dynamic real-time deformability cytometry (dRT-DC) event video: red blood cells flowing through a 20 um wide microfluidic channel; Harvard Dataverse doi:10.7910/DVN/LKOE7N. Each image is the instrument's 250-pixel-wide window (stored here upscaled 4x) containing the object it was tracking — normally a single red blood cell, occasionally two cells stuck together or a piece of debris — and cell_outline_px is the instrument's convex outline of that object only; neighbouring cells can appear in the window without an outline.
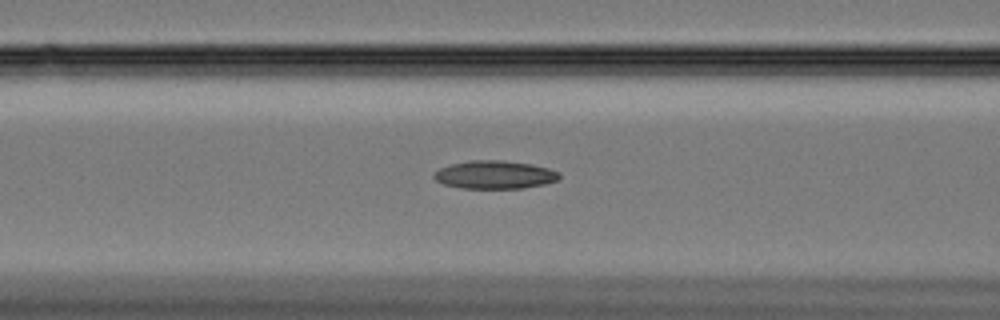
{"species": "Egyptian fruit bat (a non-hibernating species)", "species_latin": "Rousettus aegyptiacus", "temperature_condition": "cold", "stored_images_in_passage": 51, "camera_frame_rate_fps": 3000, "um_per_image_px": 0.085, "animal": {"sex": "female"}, "frame": {"image": 1, "passage_image": 15, "time_ms": 4.667, "image_size_px": [1000, 320], "cell_outline_px": [[560, 176], [556, 180], [544, 184], [524, 188], [460, 188], [444, 184], [436, 180], [432, 176], [440, 168], [452, 164], [468, 160], [500, 160], [532, 164], [548, 168], [560, 172]], "centroid_in_image_um": [42.05, 14.85], "position_along_channel_um": 124.5, "area_um2": 20.46}}
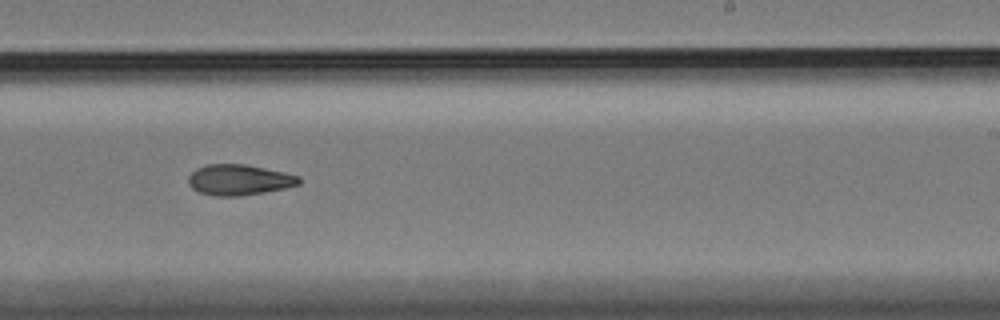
{"frame": {"image": 2, "passage_image": 28, "time_ms": 9.0, "image_size_px": [1000, 320], "cell_outline_px": [[300, 184], [284, 188], [264, 192], [240, 196], [212, 196], [200, 192], [192, 188], [188, 184], [188, 176], [196, 168], [208, 164], [244, 164], [284, 172], [300, 176]], "centroid_in_image_um": [20.3, 15.29], "position_along_channel_um": 268.7, "area_um2": 19.77}}
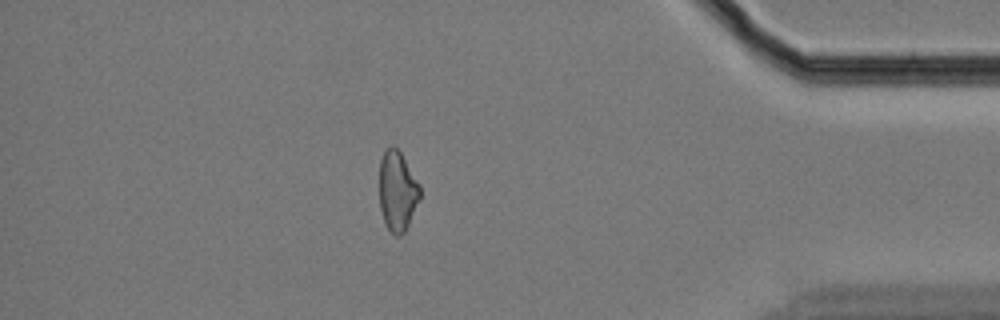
{"frame": {"image": 3, "passage_image": 43, "time_ms": 14.0, "image_size_px": [1000, 320], "cell_outline_px": [[420, 196], [408, 224], [404, 232], [400, 236], [396, 236], [384, 224], [380, 208], [380, 160], [384, 148], [392, 144], [400, 152], [420, 184]], "centroid_in_image_um": [33.76, 16.21], "position_along_channel_um": 401.4, "area_um2": 18.84}, "authors_computed_cell_mechanics": {"area_um2": 19.7676, "velocity_mm_per_s": 3.3292, "shape_relaxation_time_tau1_ms": 5.0294, "shape_relaxation_time_tau2_ms": 8.2532, "deformation_change_tau1": 0.1478, "deformation_change_tau2": 0.1579}}